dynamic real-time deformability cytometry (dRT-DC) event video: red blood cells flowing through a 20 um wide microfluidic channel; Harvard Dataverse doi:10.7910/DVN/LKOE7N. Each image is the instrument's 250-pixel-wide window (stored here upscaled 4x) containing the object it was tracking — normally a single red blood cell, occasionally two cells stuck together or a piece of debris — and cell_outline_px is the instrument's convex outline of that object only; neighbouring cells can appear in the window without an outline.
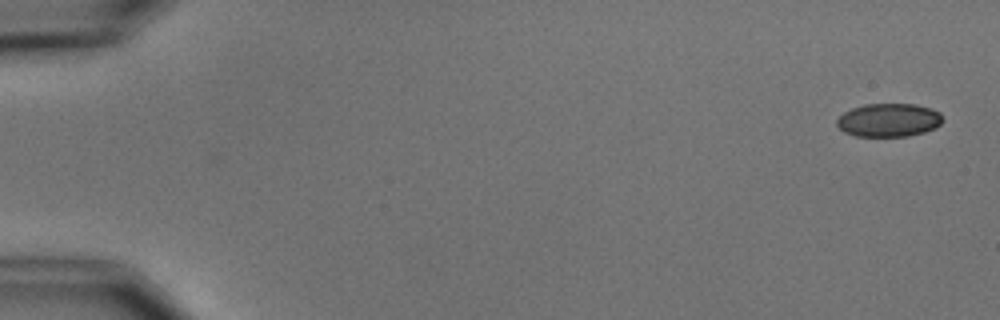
{"species": "common noctule bat (a hibernating species)", "species_latin": "Nyctalus noctula", "temperature_condition": "cold", "stored_images_in_passage": 2, "camera_frame_rate_fps": 3000, "um_per_image_px": 0.085, "animal": {"sex": "male", "body_mass_g": 15.6}, "frame": {"image": 1, "passage_image": 2, "time_ms": 1.333, "image_size_px": [1000, 320], "cell_outline_px": [[944, 120], [936, 128], [924, 132], [908, 136], [856, 136], [844, 132], [836, 124], [836, 120], [844, 112], [852, 108], [864, 104], [916, 104], [932, 108], [940, 112]], "centroid_in_image_um": [75.57, 10.2], "position_along_channel_um": 9.4, "area_um2": 20.75}}